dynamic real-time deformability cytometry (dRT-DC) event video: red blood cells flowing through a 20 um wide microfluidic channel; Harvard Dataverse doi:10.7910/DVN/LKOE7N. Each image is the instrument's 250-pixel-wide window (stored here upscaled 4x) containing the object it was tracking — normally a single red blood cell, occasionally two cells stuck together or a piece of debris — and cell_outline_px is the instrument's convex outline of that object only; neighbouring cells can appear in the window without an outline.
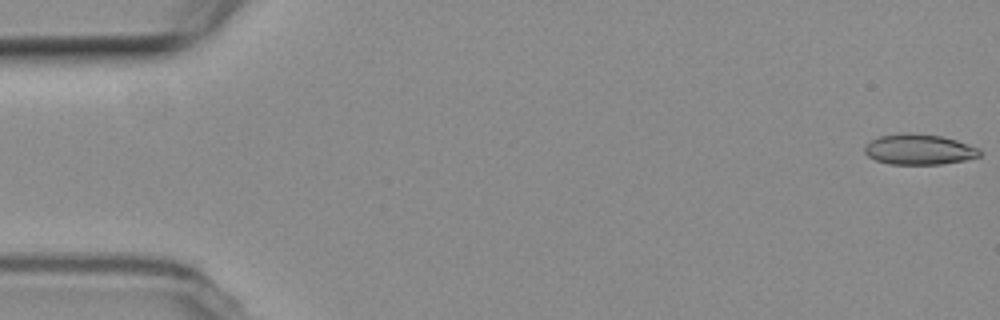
{"species": "common noctule bat (a hibernating species)", "species_latin": "Nyctalus noctula", "temperature_condition": "room temperature", "stored_images_in_passage": 5, "camera_frame_rate_fps": 3000, "um_per_image_px": 0.085, "animal": {"sex": "female", "body_mass_g": 19.3, "forearm_length_mm": 54.1}, "frame": {"image": 1, "passage_image": 1, "time_ms": 0.0, "image_size_px": [1000, 320], "cell_outline_px": [[980, 156], [964, 160], [940, 164], [888, 164], [876, 160], [868, 156], [864, 152], [864, 148], [872, 140], [880, 136], [940, 136], [956, 140], [980, 148]], "centroid_in_image_um": [78.16, 12.76], "position_along_channel_um": 6.8, "area_um2": 19.42}}
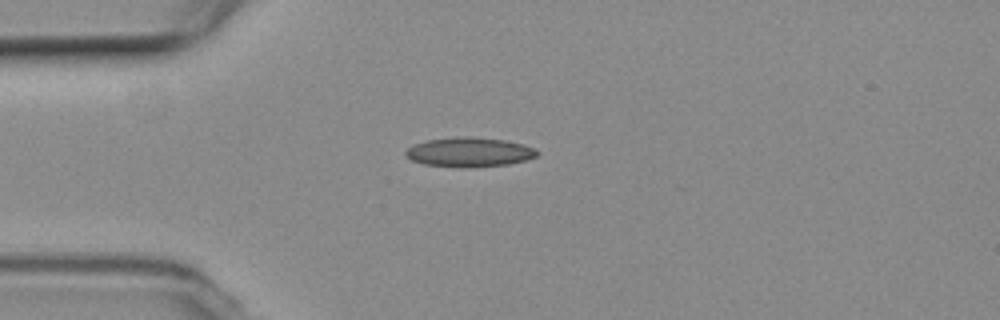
{"frame": {"image": 2, "passage_image": 5, "time_ms": 4.667, "image_size_px": [1000, 320], "cell_outline_px": [[540, 152], [536, 156], [524, 160], [508, 164], [468, 168], [460, 168], [424, 164], [412, 160], [404, 152], [408, 148], [416, 144], [428, 140], [456, 136], [468, 136], [504, 140], [524, 144]], "centroid_in_image_um": [39.89, 12.93], "position_along_channel_um": 45.1, "area_um2": 22.48}}